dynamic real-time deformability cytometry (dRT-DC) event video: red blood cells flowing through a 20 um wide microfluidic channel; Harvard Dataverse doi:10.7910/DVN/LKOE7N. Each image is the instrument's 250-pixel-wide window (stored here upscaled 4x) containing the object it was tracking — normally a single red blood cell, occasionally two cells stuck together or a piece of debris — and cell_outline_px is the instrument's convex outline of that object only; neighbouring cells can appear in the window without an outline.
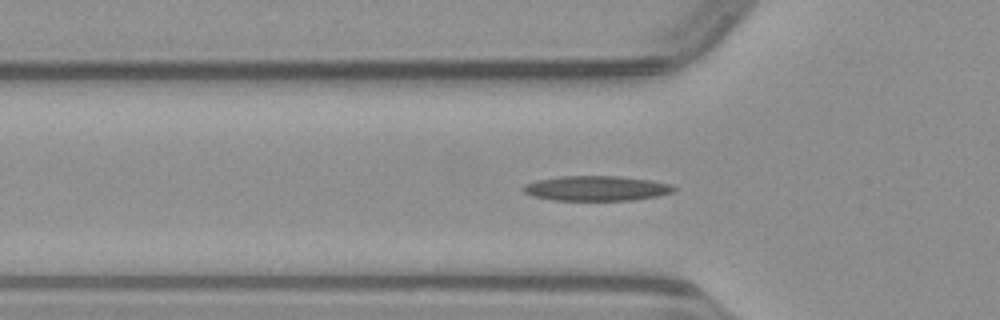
{"species": "common noctule bat (a hibernating species)", "species_latin": "Nyctalus noctula", "temperature_condition": "warm", "stored_images_in_passage": 39, "camera_frame_rate_fps": 3000, "um_per_image_px": 0.085, "animal": {"sex": "male", "body_mass_g": 23.1, "forearm_length_mm": 52.7}, "frame": {"image": 1, "passage_image": 12, "time_ms": 3.667, "image_size_px": [1000, 320], "cell_outline_px": [[680, 188], [672, 192], [660, 196], [632, 200], [552, 200], [532, 196], [524, 192], [520, 188], [524, 184], [536, 180], [560, 176], [620, 176], [652, 180], [672, 184]], "centroid_in_image_um": [50.72, 16.0], "position_along_channel_um": 75.1, "area_um2": 22.25}}
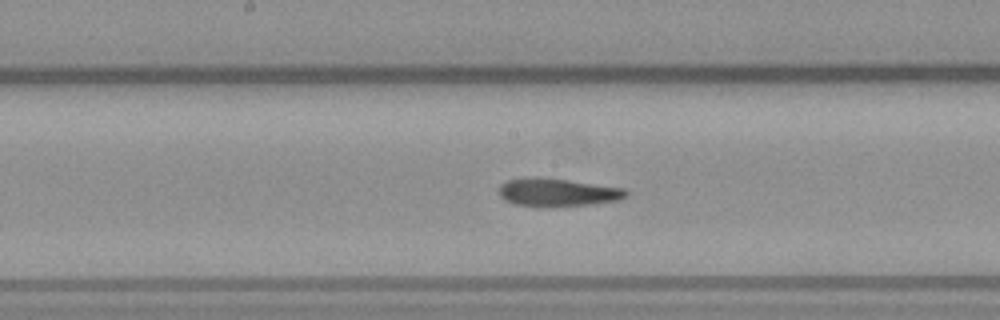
{"frame": {"image": 2, "passage_image": 21, "time_ms": 6.667, "image_size_px": [1000, 320], "cell_outline_px": [[628, 196], [620, 200], [588, 204], [516, 204], [504, 200], [500, 196], [500, 184], [508, 180], [532, 176], [536, 176], [568, 180], [624, 188], [628, 192]], "centroid_in_image_um": [47.41, 16.3], "position_along_channel_um": 200.8, "area_um2": 19.94}}
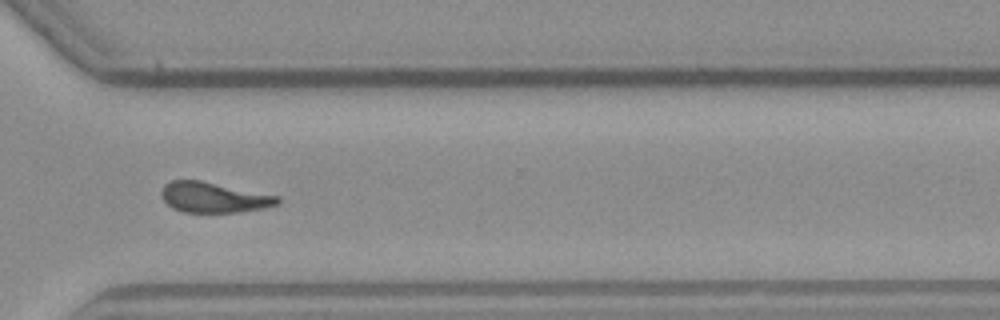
{"frame": {"image": 3, "passage_image": 32, "time_ms": 10.333, "image_size_px": [1000, 320], "cell_outline_px": [[280, 204], [264, 208], [240, 212], [184, 212], [172, 208], [160, 196], [160, 192], [164, 184], [172, 180], [200, 180], [280, 196]], "centroid_in_image_um": [18.17, 16.78], "position_along_channel_um": 352.4, "area_um2": 20.69}}